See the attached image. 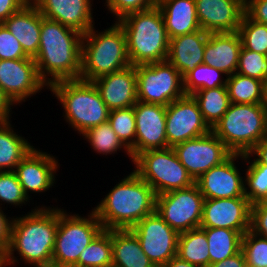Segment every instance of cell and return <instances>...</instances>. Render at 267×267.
I'll return each mask as SVG.
<instances>
[{"label": "cell", "mask_w": 267, "mask_h": 267, "mask_svg": "<svg viewBox=\"0 0 267 267\" xmlns=\"http://www.w3.org/2000/svg\"><path fill=\"white\" fill-rule=\"evenodd\" d=\"M83 34L41 14L40 46L34 58L41 79L49 87L81 74Z\"/></svg>", "instance_id": "6da1fadb"}, {"label": "cell", "mask_w": 267, "mask_h": 267, "mask_svg": "<svg viewBox=\"0 0 267 267\" xmlns=\"http://www.w3.org/2000/svg\"><path fill=\"white\" fill-rule=\"evenodd\" d=\"M19 216H14L7 248L10 266L23 262L32 267L51 261L58 229V206H35L27 214Z\"/></svg>", "instance_id": "7a4b0ae2"}, {"label": "cell", "mask_w": 267, "mask_h": 267, "mask_svg": "<svg viewBox=\"0 0 267 267\" xmlns=\"http://www.w3.org/2000/svg\"><path fill=\"white\" fill-rule=\"evenodd\" d=\"M154 190L133 170L124 176L92 210L103 229H131L155 212Z\"/></svg>", "instance_id": "3957f363"}, {"label": "cell", "mask_w": 267, "mask_h": 267, "mask_svg": "<svg viewBox=\"0 0 267 267\" xmlns=\"http://www.w3.org/2000/svg\"><path fill=\"white\" fill-rule=\"evenodd\" d=\"M117 22L126 36L127 54L131 65L167 60L170 38L157 5L127 14Z\"/></svg>", "instance_id": "277c9868"}, {"label": "cell", "mask_w": 267, "mask_h": 267, "mask_svg": "<svg viewBox=\"0 0 267 267\" xmlns=\"http://www.w3.org/2000/svg\"><path fill=\"white\" fill-rule=\"evenodd\" d=\"M130 65L126 36L117 21L100 32L93 26L83 35L80 80L92 82Z\"/></svg>", "instance_id": "5b68a950"}, {"label": "cell", "mask_w": 267, "mask_h": 267, "mask_svg": "<svg viewBox=\"0 0 267 267\" xmlns=\"http://www.w3.org/2000/svg\"><path fill=\"white\" fill-rule=\"evenodd\" d=\"M48 89L59 105L62 104L65 122L80 135L108 121L109 109L93 82L63 80L51 84Z\"/></svg>", "instance_id": "8992f818"}, {"label": "cell", "mask_w": 267, "mask_h": 267, "mask_svg": "<svg viewBox=\"0 0 267 267\" xmlns=\"http://www.w3.org/2000/svg\"><path fill=\"white\" fill-rule=\"evenodd\" d=\"M211 131L233 154H247L267 137V111L262 104L231 103Z\"/></svg>", "instance_id": "52a82bcc"}, {"label": "cell", "mask_w": 267, "mask_h": 267, "mask_svg": "<svg viewBox=\"0 0 267 267\" xmlns=\"http://www.w3.org/2000/svg\"><path fill=\"white\" fill-rule=\"evenodd\" d=\"M58 207V229L52 260L65 267H78L81 252L103 230L96 213L81 216Z\"/></svg>", "instance_id": "ba28073f"}, {"label": "cell", "mask_w": 267, "mask_h": 267, "mask_svg": "<svg viewBox=\"0 0 267 267\" xmlns=\"http://www.w3.org/2000/svg\"><path fill=\"white\" fill-rule=\"evenodd\" d=\"M134 172L160 195L195 184L187 169L179 161L174 149L147 150L132 162Z\"/></svg>", "instance_id": "9c48e42d"}, {"label": "cell", "mask_w": 267, "mask_h": 267, "mask_svg": "<svg viewBox=\"0 0 267 267\" xmlns=\"http://www.w3.org/2000/svg\"><path fill=\"white\" fill-rule=\"evenodd\" d=\"M138 101L168 106L185 96L181 73L167 60L136 66Z\"/></svg>", "instance_id": "30bf717a"}, {"label": "cell", "mask_w": 267, "mask_h": 267, "mask_svg": "<svg viewBox=\"0 0 267 267\" xmlns=\"http://www.w3.org/2000/svg\"><path fill=\"white\" fill-rule=\"evenodd\" d=\"M204 196L197 184L156 195L155 211L178 233L200 227Z\"/></svg>", "instance_id": "8fae6325"}, {"label": "cell", "mask_w": 267, "mask_h": 267, "mask_svg": "<svg viewBox=\"0 0 267 267\" xmlns=\"http://www.w3.org/2000/svg\"><path fill=\"white\" fill-rule=\"evenodd\" d=\"M141 248L155 267H163L177 256L179 233L171 228L155 211L130 229Z\"/></svg>", "instance_id": "7c38bea8"}, {"label": "cell", "mask_w": 267, "mask_h": 267, "mask_svg": "<svg viewBox=\"0 0 267 267\" xmlns=\"http://www.w3.org/2000/svg\"><path fill=\"white\" fill-rule=\"evenodd\" d=\"M173 149L195 182L203 173L220 165L233 154L212 131L179 143Z\"/></svg>", "instance_id": "4fadbf2b"}, {"label": "cell", "mask_w": 267, "mask_h": 267, "mask_svg": "<svg viewBox=\"0 0 267 267\" xmlns=\"http://www.w3.org/2000/svg\"><path fill=\"white\" fill-rule=\"evenodd\" d=\"M0 87L15 106L49 88L33 58L0 60Z\"/></svg>", "instance_id": "5bb4252c"}, {"label": "cell", "mask_w": 267, "mask_h": 267, "mask_svg": "<svg viewBox=\"0 0 267 267\" xmlns=\"http://www.w3.org/2000/svg\"><path fill=\"white\" fill-rule=\"evenodd\" d=\"M210 131L211 128L203 119L198 104L191 95H185L166 107L168 148L203 136Z\"/></svg>", "instance_id": "9a60e30c"}, {"label": "cell", "mask_w": 267, "mask_h": 267, "mask_svg": "<svg viewBox=\"0 0 267 267\" xmlns=\"http://www.w3.org/2000/svg\"><path fill=\"white\" fill-rule=\"evenodd\" d=\"M240 159H243V154H232L223 163L212 167L196 180L195 183L204 199L246 197L245 176H241L243 172L241 173V168H238L240 163L236 164Z\"/></svg>", "instance_id": "2e32d148"}, {"label": "cell", "mask_w": 267, "mask_h": 267, "mask_svg": "<svg viewBox=\"0 0 267 267\" xmlns=\"http://www.w3.org/2000/svg\"><path fill=\"white\" fill-rule=\"evenodd\" d=\"M58 161L55 155L34 147L16 166L14 171L28 199L32 201L29 193L40 195L55 186Z\"/></svg>", "instance_id": "e0dca14e"}, {"label": "cell", "mask_w": 267, "mask_h": 267, "mask_svg": "<svg viewBox=\"0 0 267 267\" xmlns=\"http://www.w3.org/2000/svg\"><path fill=\"white\" fill-rule=\"evenodd\" d=\"M251 204L247 197L204 199L201 228H227L244 235L250 229Z\"/></svg>", "instance_id": "ac0fdd59"}, {"label": "cell", "mask_w": 267, "mask_h": 267, "mask_svg": "<svg viewBox=\"0 0 267 267\" xmlns=\"http://www.w3.org/2000/svg\"><path fill=\"white\" fill-rule=\"evenodd\" d=\"M135 157L147 150L168 148L166 136V106L137 101Z\"/></svg>", "instance_id": "d6986e66"}, {"label": "cell", "mask_w": 267, "mask_h": 267, "mask_svg": "<svg viewBox=\"0 0 267 267\" xmlns=\"http://www.w3.org/2000/svg\"><path fill=\"white\" fill-rule=\"evenodd\" d=\"M200 28L208 33L237 32L245 0H195Z\"/></svg>", "instance_id": "ffe728a7"}, {"label": "cell", "mask_w": 267, "mask_h": 267, "mask_svg": "<svg viewBox=\"0 0 267 267\" xmlns=\"http://www.w3.org/2000/svg\"><path fill=\"white\" fill-rule=\"evenodd\" d=\"M43 17L58 21L62 25L87 33L95 26L93 0H30ZM93 5V6H92Z\"/></svg>", "instance_id": "44dd1931"}, {"label": "cell", "mask_w": 267, "mask_h": 267, "mask_svg": "<svg viewBox=\"0 0 267 267\" xmlns=\"http://www.w3.org/2000/svg\"><path fill=\"white\" fill-rule=\"evenodd\" d=\"M92 82L109 111L134 106L138 101L136 66L130 65Z\"/></svg>", "instance_id": "7402d4cb"}, {"label": "cell", "mask_w": 267, "mask_h": 267, "mask_svg": "<svg viewBox=\"0 0 267 267\" xmlns=\"http://www.w3.org/2000/svg\"><path fill=\"white\" fill-rule=\"evenodd\" d=\"M242 43L238 32L209 33L203 64L223 71L227 76L237 71Z\"/></svg>", "instance_id": "603a6c76"}, {"label": "cell", "mask_w": 267, "mask_h": 267, "mask_svg": "<svg viewBox=\"0 0 267 267\" xmlns=\"http://www.w3.org/2000/svg\"><path fill=\"white\" fill-rule=\"evenodd\" d=\"M208 36L209 33L201 29L170 39L167 61L181 73L182 78L203 64Z\"/></svg>", "instance_id": "cb8c5ba5"}, {"label": "cell", "mask_w": 267, "mask_h": 267, "mask_svg": "<svg viewBox=\"0 0 267 267\" xmlns=\"http://www.w3.org/2000/svg\"><path fill=\"white\" fill-rule=\"evenodd\" d=\"M3 24L20 42L25 54L34 59L40 46L41 13L38 8L29 1Z\"/></svg>", "instance_id": "d4e9b609"}, {"label": "cell", "mask_w": 267, "mask_h": 267, "mask_svg": "<svg viewBox=\"0 0 267 267\" xmlns=\"http://www.w3.org/2000/svg\"><path fill=\"white\" fill-rule=\"evenodd\" d=\"M169 38L201 30L195 0H157Z\"/></svg>", "instance_id": "484cf974"}, {"label": "cell", "mask_w": 267, "mask_h": 267, "mask_svg": "<svg viewBox=\"0 0 267 267\" xmlns=\"http://www.w3.org/2000/svg\"><path fill=\"white\" fill-rule=\"evenodd\" d=\"M113 267H155L130 229L111 230Z\"/></svg>", "instance_id": "4316f807"}, {"label": "cell", "mask_w": 267, "mask_h": 267, "mask_svg": "<svg viewBox=\"0 0 267 267\" xmlns=\"http://www.w3.org/2000/svg\"><path fill=\"white\" fill-rule=\"evenodd\" d=\"M12 124L10 120L0 122V171H14L35 147L22 134L15 132Z\"/></svg>", "instance_id": "83f0119b"}, {"label": "cell", "mask_w": 267, "mask_h": 267, "mask_svg": "<svg viewBox=\"0 0 267 267\" xmlns=\"http://www.w3.org/2000/svg\"><path fill=\"white\" fill-rule=\"evenodd\" d=\"M177 256L200 267L210 265L206 233L201 227L179 233Z\"/></svg>", "instance_id": "f1b7e54d"}, {"label": "cell", "mask_w": 267, "mask_h": 267, "mask_svg": "<svg viewBox=\"0 0 267 267\" xmlns=\"http://www.w3.org/2000/svg\"><path fill=\"white\" fill-rule=\"evenodd\" d=\"M206 233L210 264L220 262L241 250L242 234L227 228H202Z\"/></svg>", "instance_id": "f546056e"}, {"label": "cell", "mask_w": 267, "mask_h": 267, "mask_svg": "<svg viewBox=\"0 0 267 267\" xmlns=\"http://www.w3.org/2000/svg\"><path fill=\"white\" fill-rule=\"evenodd\" d=\"M191 96L197 102L203 119L211 129L224 116L231 104L226 87L198 90Z\"/></svg>", "instance_id": "4dcf8cb0"}, {"label": "cell", "mask_w": 267, "mask_h": 267, "mask_svg": "<svg viewBox=\"0 0 267 267\" xmlns=\"http://www.w3.org/2000/svg\"><path fill=\"white\" fill-rule=\"evenodd\" d=\"M81 136L90 144V147L95 151L94 153L109 156L124 150L133 162L130 150L121 142L108 121L88 129Z\"/></svg>", "instance_id": "1f68e13d"}, {"label": "cell", "mask_w": 267, "mask_h": 267, "mask_svg": "<svg viewBox=\"0 0 267 267\" xmlns=\"http://www.w3.org/2000/svg\"><path fill=\"white\" fill-rule=\"evenodd\" d=\"M226 88L231 103L261 104L262 81L234 73L227 78Z\"/></svg>", "instance_id": "d6a6232c"}, {"label": "cell", "mask_w": 267, "mask_h": 267, "mask_svg": "<svg viewBox=\"0 0 267 267\" xmlns=\"http://www.w3.org/2000/svg\"><path fill=\"white\" fill-rule=\"evenodd\" d=\"M78 267H112L111 230L103 229L81 252Z\"/></svg>", "instance_id": "836d02e7"}, {"label": "cell", "mask_w": 267, "mask_h": 267, "mask_svg": "<svg viewBox=\"0 0 267 267\" xmlns=\"http://www.w3.org/2000/svg\"><path fill=\"white\" fill-rule=\"evenodd\" d=\"M227 78L223 71L200 64L183 78V89L185 95H192L198 90L226 87Z\"/></svg>", "instance_id": "e575fe53"}, {"label": "cell", "mask_w": 267, "mask_h": 267, "mask_svg": "<svg viewBox=\"0 0 267 267\" xmlns=\"http://www.w3.org/2000/svg\"><path fill=\"white\" fill-rule=\"evenodd\" d=\"M246 163L245 171V196L249 203L267 202V165H255L244 154L242 163Z\"/></svg>", "instance_id": "d590c367"}, {"label": "cell", "mask_w": 267, "mask_h": 267, "mask_svg": "<svg viewBox=\"0 0 267 267\" xmlns=\"http://www.w3.org/2000/svg\"><path fill=\"white\" fill-rule=\"evenodd\" d=\"M108 122L121 142L135 158L136 121L133 106L109 111Z\"/></svg>", "instance_id": "8d00e7d4"}, {"label": "cell", "mask_w": 267, "mask_h": 267, "mask_svg": "<svg viewBox=\"0 0 267 267\" xmlns=\"http://www.w3.org/2000/svg\"><path fill=\"white\" fill-rule=\"evenodd\" d=\"M237 32L243 48L267 55V25L257 23L244 14Z\"/></svg>", "instance_id": "74e56055"}, {"label": "cell", "mask_w": 267, "mask_h": 267, "mask_svg": "<svg viewBox=\"0 0 267 267\" xmlns=\"http://www.w3.org/2000/svg\"><path fill=\"white\" fill-rule=\"evenodd\" d=\"M0 204L18 208L30 203L25 195L15 171H0ZM4 202V203H3ZM3 203V204H2ZM0 205V207H2ZM17 206V207H16Z\"/></svg>", "instance_id": "f35d334b"}, {"label": "cell", "mask_w": 267, "mask_h": 267, "mask_svg": "<svg viewBox=\"0 0 267 267\" xmlns=\"http://www.w3.org/2000/svg\"><path fill=\"white\" fill-rule=\"evenodd\" d=\"M241 251L245 261L254 267H267V239L250 229L242 236Z\"/></svg>", "instance_id": "ab89813d"}, {"label": "cell", "mask_w": 267, "mask_h": 267, "mask_svg": "<svg viewBox=\"0 0 267 267\" xmlns=\"http://www.w3.org/2000/svg\"><path fill=\"white\" fill-rule=\"evenodd\" d=\"M236 73L263 81L267 76V55L242 47Z\"/></svg>", "instance_id": "60d3db41"}, {"label": "cell", "mask_w": 267, "mask_h": 267, "mask_svg": "<svg viewBox=\"0 0 267 267\" xmlns=\"http://www.w3.org/2000/svg\"><path fill=\"white\" fill-rule=\"evenodd\" d=\"M103 4L107 11L113 14L115 20L118 21L127 14L154 7L157 0H105Z\"/></svg>", "instance_id": "b9f144b4"}, {"label": "cell", "mask_w": 267, "mask_h": 267, "mask_svg": "<svg viewBox=\"0 0 267 267\" xmlns=\"http://www.w3.org/2000/svg\"><path fill=\"white\" fill-rule=\"evenodd\" d=\"M28 57L20 42L13 36L7 27L0 24V60L24 59Z\"/></svg>", "instance_id": "7bdbcfd3"}, {"label": "cell", "mask_w": 267, "mask_h": 267, "mask_svg": "<svg viewBox=\"0 0 267 267\" xmlns=\"http://www.w3.org/2000/svg\"><path fill=\"white\" fill-rule=\"evenodd\" d=\"M250 230L267 239V202L251 205Z\"/></svg>", "instance_id": "ee69618b"}, {"label": "cell", "mask_w": 267, "mask_h": 267, "mask_svg": "<svg viewBox=\"0 0 267 267\" xmlns=\"http://www.w3.org/2000/svg\"><path fill=\"white\" fill-rule=\"evenodd\" d=\"M245 14L251 20L267 25V0H245Z\"/></svg>", "instance_id": "f6af8a7d"}, {"label": "cell", "mask_w": 267, "mask_h": 267, "mask_svg": "<svg viewBox=\"0 0 267 267\" xmlns=\"http://www.w3.org/2000/svg\"><path fill=\"white\" fill-rule=\"evenodd\" d=\"M0 207V248L7 250L11 240V228L13 217L4 213V208Z\"/></svg>", "instance_id": "bcb514c9"}, {"label": "cell", "mask_w": 267, "mask_h": 267, "mask_svg": "<svg viewBox=\"0 0 267 267\" xmlns=\"http://www.w3.org/2000/svg\"><path fill=\"white\" fill-rule=\"evenodd\" d=\"M30 0H0V24L18 12Z\"/></svg>", "instance_id": "7dc6e473"}, {"label": "cell", "mask_w": 267, "mask_h": 267, "mask_svg": "<svg viewBox=\"0 0 267 267\" xmlns=\"http://www.w3.org/2000/svg\"><path fill=\"white\" fill-rule=\"evenodd\" d=\"M245 155L255 165H267V137H264L249 153Z\"/></svg>", "instance_id": "c3c4849f"}, {"label": "cell", "mask_w": 267, "mask_h": 267, "mask_svg": "<svg viewBox=\"0 0 267 267\" xmlns=\"http://www.w3.org/2000/svg\"><path fill=\"white\" fill-rule=\"evenodd\" d=\"M13 106L15 105L9 100L0 87V122L11 120V114H13L11 109L14 108Z\"/></svg>", "instance_id": "681fc988"}, {"label": "cell", "mask_w": 267, "mask_h": 267, "mask_svg": "<svg viewBox=\"0 0 267 267\" xmlns=\"http://www.w3.org/2000/svg\"><path fill=\"white\" fill-rule=\"evenodd\" d=\"M245 263V257L240 250L237 254L228 257L220 262L210 264L208 267H243Z\"/></svg>", "instance_id": "f907efd6"}, {"label": "cell", "mask_w": 267, "mask_h": 267, "mask_svg": "<svg viewBox=\"0 0 267 267\" xmlns=\"http://www.w3.org/2000/svg\"><path fill=\"white\" fill-rule=\"evenodd\" d=\"M163 267H200L194 264H190L187 261L181 260L178 256L170 259Z\"/></svg>", "instance_id": "816d5d0a"}, {"label": "cell", "mask_w": 267, "mask_h": 267, "mask_svg": "<svg viewBox=\"0 0 267 267\" xmlns=\"http://www.w3.org/2000/svg\"><path fill=\"white\" fill-rule=\"evenodd\" d=\"M262 106L267 111V76L262 81Z\"/></svg>", "instance_id": "f5cc1de1"}, {"label": "cell", "mask_w": 267, "mask_h": 267, "mask_svg": "<svg viewBox=\"0 0 267 267\" xmlns=\"http://www.w3.org/2000/svg\"><path fill=\"white\" fill-rule=\"evenodd\" d=\"M10 267L7 250L0 248V267Z\"/></svg>", "instance_id": "db71d44e"}, {"label": "cell", "mask_w": 267, "mask_h": 267, "mask_svg": "<svg viewBox=\"0 0 267 267\" xmlns=\"http://www.w3.org/2000/svg\"><path fill=\"white\" fill-rule=\"evenodd\" d=\"M32 266L33 267H65V266L61 265L60 263L55 262L53 260L48 261V262L38 263V264H35Z\"/></svg>", "instance_id": "11a10c76"}, {"label": "cell", "mask_w": 267, "mask_h": 267, "mask_svg": "<svg viewBox=\"0 0 267 267\" xmlns=\"http://www.w3.org/2000/svg\"><path fill=\"white\" fill-rule=\"evenodd\" d=\"M243 267H254V266H252L251 264H249L248 262L245 261Z\"/></svg>", "instance_id": "9f6ffc18"}]
</instances>
